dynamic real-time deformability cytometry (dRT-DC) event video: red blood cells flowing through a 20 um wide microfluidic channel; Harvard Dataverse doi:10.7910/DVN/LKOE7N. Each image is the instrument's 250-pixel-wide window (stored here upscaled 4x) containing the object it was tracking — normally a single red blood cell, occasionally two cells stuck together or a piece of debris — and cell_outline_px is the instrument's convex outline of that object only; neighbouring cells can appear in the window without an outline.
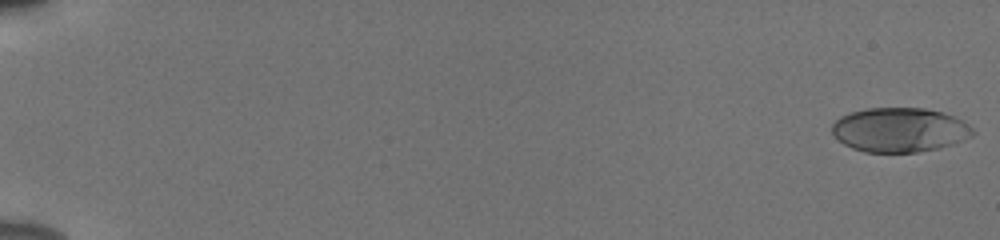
{"species": "human", "species_latin": "Homo sapiens", "temperature_condition": "cold", "stored_images_in_passage": 55, "camera_frame_rate_fps": 3000, "um_per_image_px": 0.085, "donor": {"sex": "male"}, "frame": {"image": 1, "passage_image": 1, "time_ms": 0.0, "image_size_px": [1000, 240], "cell_outline_px": [[976, 132], [972, 136], [964, 140], [940, 148], [916, 152], [864, 152], [852, 148], [844, 144], [832, 132], [832, 124], [840, 116], [852, 112], [868, 108], [924, 108], [956, 116], [964, 120]], "centroid_in_image_um": [76.5, 11.04], "position_along_channel_um": 8.5, "area_um2": 36.47}}
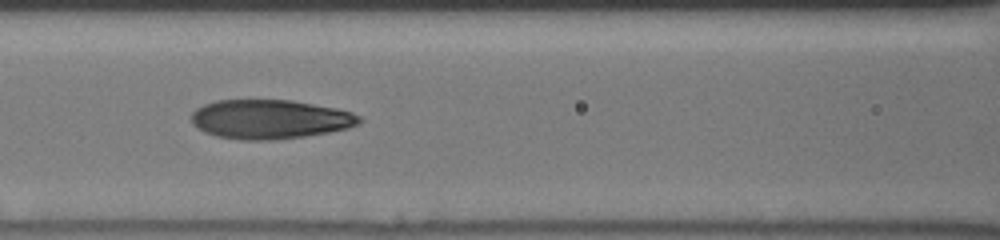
{"frame": {"image": 2, "passage_image": 27, "time_ms": 8.667, "image_size_px": [1000, 240], "cell_outline_px": [[364, 120], [360, 124], [348, 128], [328, 132], [304, 136], [272, 140], [240, 140], [216, 136], [204, 132], [196, 128], [192, 124], [192, 112], [196, 108], [204, 104], [216, 100], [292, 100], [336, 108], [352, 112], [360, 116]], "centroid_in_image_um": [22.94, 10.14], "position_along_channel_um": 143.7, "area_um2": 38.61}}
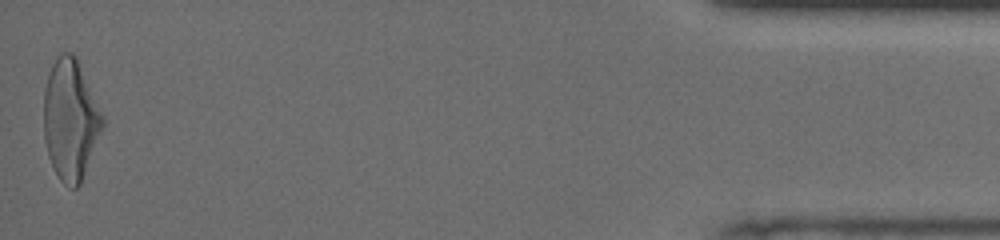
{"frame": {"image": 3, "passage_image": 55, "time_ms": 18.0, "image_size_px": [1000, 240], "cell_outline_px": [[104, 124], [80, 184], [76, 188], [68, 188], [60, 180], [48, 156], [44, 140], [44, 88], [52, 64], [56, 56], [60, 52], [72, 52], [76, 56], [104, 116]], "centroid_in_image_um": [5.98, 10.14], "position_along_channel_um": 429.2, "area_um2": 41.27}, "authors_computed_cell_mechanics": {"area_um2": 37.7434, "velocity_mm_per_s": 3.8784, "shape_relaxation_time_tau1_ms": 4.4246, "shape_relaxation_time_tau2_ms": 1.2851, "deformation_change_tau1": 0.1822, "deformation_change_tau2": 0.083}}